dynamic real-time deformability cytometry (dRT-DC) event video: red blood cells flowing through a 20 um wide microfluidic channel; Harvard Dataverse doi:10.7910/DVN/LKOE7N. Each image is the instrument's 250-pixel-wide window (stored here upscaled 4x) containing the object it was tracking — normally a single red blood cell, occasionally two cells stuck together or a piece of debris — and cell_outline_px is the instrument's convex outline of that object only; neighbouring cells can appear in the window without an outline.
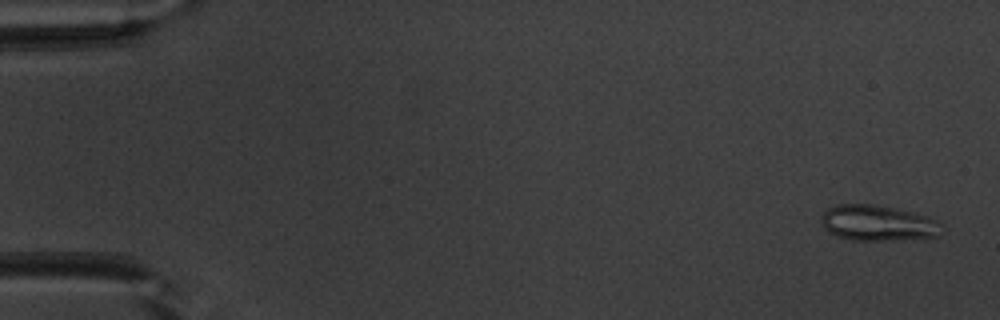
{"species": "common noctule bat (a hibernating species)", "species_latin": "Nyctalus noctula", "temperature_condition": "warm", "stored_images_in_passage": 14, "camera_frame_rate_fps": 3000, "um_per_image_px": 0.085, "animal": {"sex": "male", "body_mass_g": 20.1, "forearm_length_mm": 53.5}, "frame": {"image": 1, "passage_image": 2, "time_ms": 0.333, "image_size_px": [1000, 320], "cell_outline_px": [[944, 228], [940, 236], [896, 240], [852, 240], [836, 236], [824, 228], [820, 220], [820, 216], [828, 208], [836, 204], [872, 204], [896, 208], [928, 216], [944, 224]], "centroid_in_image_um": [74.64, 18.96], "position_along_channel_um": 10.4, "area_um2": 25.37}}